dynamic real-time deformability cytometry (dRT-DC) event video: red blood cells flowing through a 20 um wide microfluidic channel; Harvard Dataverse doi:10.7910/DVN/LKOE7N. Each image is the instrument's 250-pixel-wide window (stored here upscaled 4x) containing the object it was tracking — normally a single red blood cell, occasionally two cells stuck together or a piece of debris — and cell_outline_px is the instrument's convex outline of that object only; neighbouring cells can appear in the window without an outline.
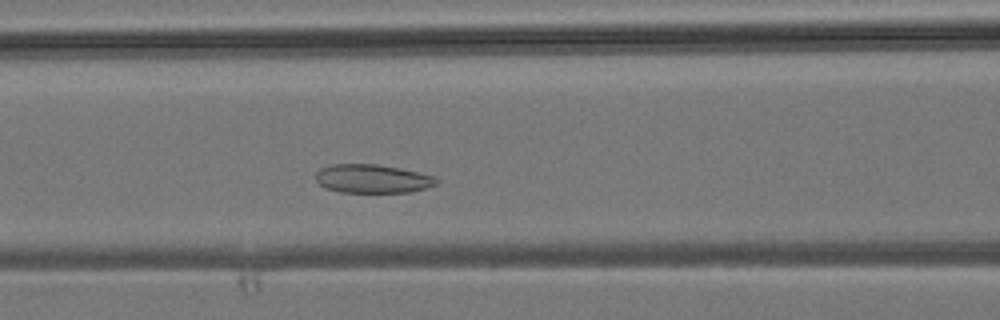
{"species": "common noctule bat (a hibernating species)", "species_latin": "Nyctalus noctula", "temperature_condition": "room temperature", "stored_images_in_passage": 31, "camera_frame_rate_fps": 3000, "um_per_image_px": 0.085, "animal": {"sex": "male", "body_mass_g": 19.2, "forearm_length_mm": 51.8}, "frame": {"image": 1, "passage_image": 11, "time_ms": 3.333, "image_size_px": [1000, 320], "cell_outline_px": [[440, 180], [436, 184], [412, 192], [340, 192], [328, 188], [320, 184], [316, 180], [316, 172], [320, 168], [332, 164], [376, 164], [400, 168], [420, 172], [432, 176]], "centroid_in_image_um": [31.66, 15.18], "position_along_channel_um": 134.9, "area_um2": 20.06}}
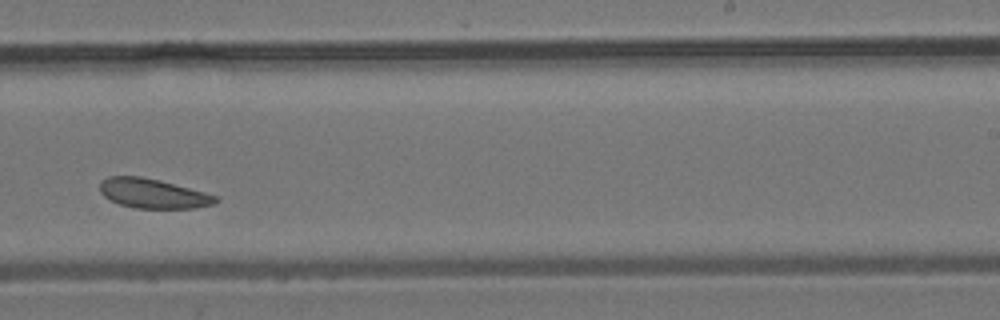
{"frame": {"image": 2, "passage_image": 20, "time_ms": 6.333, "image_size_px": [1000, 320], "cell_outline_px": [[220, 200], [216, 204], [196, 208], [136, 208], [120, 204], [104, 196], [100, 192], [100, 180], [108, 176], [140, 176], [160, 180], [220, 196]], "centroid_in_image_um": [13.05, 16.44], "position_along_channel_um": 275.9, "area_um2": 20.11}}
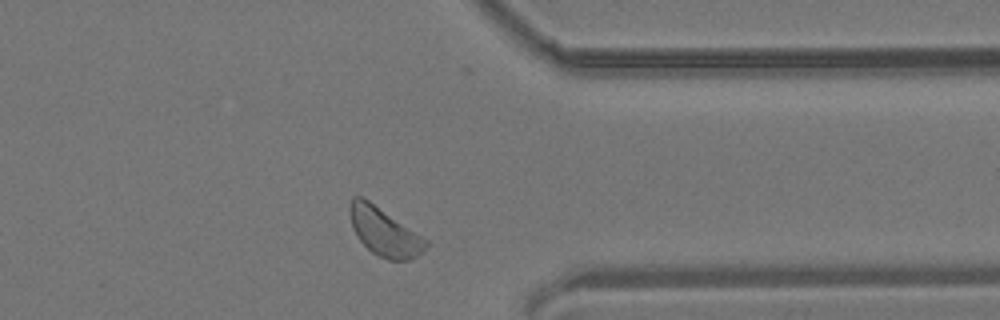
{"frame": {"image": 3, "passage_image": 27, "time_ms": 8.667, "image_size_px": [1000, 320], "cell_outline_px": [[428, 244], [424, 252], [408, 260], [388, 260], [372, 252], [360, 240], [352, 228], [348, 208], [352, 196], [360, 196], [368, 200], [428, 240]], "centroid_in_image_um": [32.65, 19.7], "position_along_channel_um": 378.7, "area_um2": 21.1}}